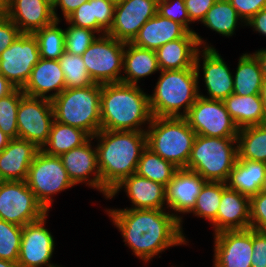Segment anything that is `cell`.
I'll return each mask as SVG.
<instances>
[{"label":"cell","instance_id":"6da1fadb","mask_svg":"<svg viewBox=\"0 0 266 267\" xmlns=\"http://www.w3.org/2000/svg\"><path fill=\"white\" fill-rule=\"evenodd\" d=\"M165 209H108L115 226L121 231L124 242L134 255L143 261L176 245H186L181 228L182 217L166 213Z\"/></svg>","mask_w":266,"mask_h":267},{"label":"cell","instance_id":"7a4b0ae2","mask_svg":"<svg viewBox=\"0 0 266 267\" xmlns=\"http://www.w3.org/2000/svg\"><path fill=\"white\" fill-rule=\"evenodd\" d=\"M95 137L99 139L96 150L102 193L108 198L124 178L136 173L147 147L146 132L100 130Z\"/></svg>","mask_w":266,"mask_h":267},{"label":"cell","instance_id":"3957f363","mask_svg":"<svg viewBox=\"0 0 266 267\" xmlns=\"http://www.w3.org/2000/svg\"><path fill=\"white\" fill-rule=\"evenodd\" d=\"M101 130L142 131L145 122L153 118L149 96L139 86L123 82L102 84Z\"/></svg>","mask_w":266,"mask_h":267},{"label":"cell","instance_id":"277c9868","mask_svg":"<svg viewBox=\"0 0 266 267\" xmlns=\"http://www.w3.org/2000/svg\"><path fill=\"white\" fill-rule=\"evenodd\" d=\"M198 50L195 68L161 70L154 93L149 96L153 117H184L199 97L198 78L200 57ZM184 108L183 113L179 112Z\"/></svg>","mask_w":266,"mask_h":267},{"label":"cell","instance_id":"5b68a950","mask_svg":"<svg viewBox=\"0 0 266 267\" xmlns=\"http://www.w3.org/2000/svg\"><path fill=\"white\" fill-rule=\"evenodd\" d=\"M101 84L65 89L52 99L55 121L79 128L90 137L101 130Z\"/></svg>","mask_w":266,"mask_h":267},{"label":"cell","instance_id":"8992f818","mask_svg":"<svg viewBox=\"0 0 266 267\" xmlns=\"http://www.w3.org/2000/svg\"><path fill=\"white\" fill-rule=\"evenodd\" d=\"M196 135L184 117H153L147 147L177 168H186Z\"/></svg>","mask_w":266,"mask_h":267},{"label":"cell","instance_id":"52a82bcc","mask_svg":"<svg viewBox=\"0 0 266 267\" xmlns=\"http://www.w3.org/2000/svg\"><path fill=\"white\" fill-rule=\"evenodd\" d=\"M234 143L236 138L196 135L185 169L196 172L205 181L226 183L238 159Z\"/></svg>","mask_w":266,"mask_h":267},{"label":"cell","instance_id":"ba28073f","mask_svg":"<svg viewBox=\"0 0 266 267\" xmlns=\"http://www.w3.org/2000/svg\"><path fill=\"white\" fill-rule=\"evenodd\" d=\"M25 181L47 211L53 194L74 186L60 157L46 154L41 149L31 163Z\"/></svg>","mask_w":266,"mask_h":267},{"label":"cell","instance_id":"9c48e42d","mask_svg":"<svg viewBox=\"0 0 266 267\" xmlns=\"http://www.w3.org/2000/svg\"><path fill=\"white\" fill-rule=\"evenodd\" d=\"M124 50L125 43L107 33L93 41L81 57L94 83L102 85L121 82Z\"/></svg>","mask_w":266,"mask_h":267},{"label":"cell","instance_id":"30bf717a","mask_svg":"<svg viewBox=\"0 0 266 267\" xmlns=\"http://www.w3.org/2000/svg\"><path fill=\"white\" fill-rule=\"evenodd\" d=\"M48 211L37 200L26 181H0V219L25 226Z\"/></svg>","mask_w":266,"mask_h":267},{"label":"cell","instance_id":"8fae6325","mask_svg":"<svg viewBox=\"0 0 266 267\" xmlns=\"http://www.w3.org/2000/svg\"><path fill=\"white\" fill-rule=\"evenodd\" d=\"M184 118L197 135L237 138L239 132L222 100L199 96Z\"/></svg>","mask_w":266,"mask_h":267},{"label":"cell","instance_id":"7c38bea8","mask_svg":"<svg viewBox=\"0 0 266 267\" xmlns=\"http://www.w3.org/2000/svg\"><path fill=\"white\" fill-rule=\"evenodd\" d=\"M52 101L23 95L18 105V138L34 143L42 149L49 139L54 121Z\"/></svg>","mask_w":266,"mask_h":267},{"label":"cell","instance_id":"4fadbf2b","mask_svg":"<svg viewBox=\"0 0 266 267\" xmlns=\"http://www.w3.org/2000/svg\"><path fill=\"white\" fill-rule=\"evenodd\" d=\"M38 41L34 34L21 33L0 55V73L15 87L22 89L39 62Z\"/></svg>","mask_w":266,"mask_h":267},{"label":"cell","instance_id":"5bb4252c","mask_svg":"<svg viewBox=\"0 0 266 267\" xmlns=\"http://www.w3.org/2000/svg\"><path fill=\"white\" fill-rule=\"evenodd\" d=\"M157 9L158 0H122L115 5L113 24L107 34L124 43L132 42Z\"/></svg>","mask_w":266,"mask_h":267},{"label":"cell","instance_id":"9a60e30c","mask_svg":"<svg viewBox=\"0 0 266 267\" xmlns=\"http://www.w3.org/2000/svg\"><path fill=\"white\" fill-rule=\"evenodd\" d=\"M23 226L17 262L22 267H60L49 263L54 251V239L45 228L46 217Z\"/></svg>","mask_w":266,"mask_h":267},{"label":"cell","instance_id":"2e32d148","mask_svg":"<svg viewBox=\"0 0 266 267\" xmlns=\"http://www.w3.org/2000/svg\"><path fill=\"white\" fill-rule=\"evenodd\" d=\"M214 267H251L253 229L215 233Z\"/></svg>","mask_w":266,"mask_h":267},{"label":"cell","instance_id":"e0dca14e","mask_svg":"<svg viewBox=\"0 0 266 267\" xmlns=\"http://www.w3.org/2000/svg\"><path fill=\"white\" fill-rule=\"evenodd\" d=\"M90 137L84 144L73 148L70 151L60 155V159L66 169L69 178L74 185L86 182L93 188L102 192V182L100 171L98 168L97 150L93 149ZM94 174V177L89 179V175Z\"/></svg>","mask_w":266,"mask_h":267},{"label":"cell","instance_id":"ac0fdd59","mask_svg":"<svg viewBox=\"0 0 266 267\" xmlns=\"http://www.w3.org/2000/svg\"><path fill=\"white\" fill-rule=\"evenodd\" d=\"M5 15L17 25L21 33L29 34L56 20L53 7L45 0H7Z\"/></svg>","mask_w":266,"mask_h":267},{"label":"cell","instance_id":"d6986e66","mask_svg":"<svg viewBox=\"0 0 266 267\" xmlns=\"http://www.w3.org/2000/svg\"><path fill=\"white\" fill-rule=\"evenodd\" d=\"M123 186L134 205L129 209H164L163 206L166 203V187L162 184L134 173L124 178L109 193L108 198H113Z\"/></svg>","mask_w":266,"mask_h":267},{"label":"cell","instance_id":"ffe728a7","mask_svg":"<svg viewBox=\"0 0 266 267\" xmlns=\"http://www.w3.org/2000/svg\"><path fill=\"white\" fill-rule=\"evenodd\" d=\"M202 52L203 79L209 97L200 95V93L199 96L209 100L223 101L233 94V75L215 48L206 45Z\"/></svg>","mask_w":266,"mask_h":267},{"label":"cell","instance_id":"44dd1931","mask_svg":"<svg viewBox=\"0 0 266 267\" xmlns=\"http://www.w3.org/2000/svg\"><path fill=\"white\" fill-rule=\"evenodd\" d=\"M55 91L47 95L48 92ZM65 90V77L58 60L39 59L22 91L25 95L54 99Z\"/></svg>","mask_w":266,"mask_h":267},{"label":"cell","instance_id":"7402d4cb","mask_svg":"<svg viewBox=\"0 0 266 267\" xmlns=\"http://www.w3.org/2000/svg\"><path fill=\"white\" fill-rule=\"evenodd\" d=\"M202 44L206 45L198 33L191 32L164 44L155 51L160 71L195 68V57Z\"/></svg>","mask_w":266,"mask_h":267},{"label":"cell","instance_id":"603a6c76","mask_svg":"<svg viewBox=\"0 0 266 267\" xmlns=\"http://www.w3.org/2000/svg\"><path fill=\"white\" fill-rule=\"evenodd\" d=\"M39 150L34 143L27 140L11 139L0 152V181H25Z\"/></svg>","mask_w":266,"mask_h":267},{"label":"cell","instance_id":"cb8c5ba5","mask_svg":"<svg viewBox=\"0 0 266 267\" xmlns=\"http://www.w3.org/2000/svg\"><path fill=\"white\" fill-rule=\"evenodd\" d=\"M206 181L196 172L178 169L166 187V204L176 213H190Z\"/></svg>","mask_w":266,"mask_h":267},{"label":"cell","instance_id":"d4e9b609","mask_svg":"<svg viewBox=\"0 0 266 267\" xmlns=\"http://www.w3.org/2000/svg\"><path fill=\"white\" fill-rule=\"evenodd\" d=\"M250 198L226 188L216 217V233L224 230L250 229Z\"/></svg>","mask_w":266,"mask_h":267},{"label":"cell","instance_id":"484cf974","mask_svg":"<svg viewBox=\"0 0 266 267\" xmlns=\"http://www.w3.org/2000/svg\"><path fill=\"white\" fill-rule=\"evenodd\" d=\"M187 32L181 24L157 13L145 22L131 43L156 51L164 44L182 38Z\"/></svg>","mask_w":266,"mask_h":267},{"label":"cell","instance_id":"4316f807","mask_svg":"<svg viewBox=\"0 0 266 267\" xmlns=\"http://www.w3.org/2000/svg\"><path fill=\"white\" fill-rule=\"evenodd\" d=\"M265 172V162L237 159L226 185L250 198L261 191Z\"/></svg>","mask_w":266,"mask_h":267},{"label":"cell","instance_id":"83f0119b","mask_svg":"<svg viewBox=\"0 0 266 267\" xmlns=\"http://www.w3.org/2000/svg\"><path fill=\"white\" fill-rule=\"evenodd\" d=\"M125 48L123 70L126 76L122 75L121 82L137 85L142 77L160 70L154 50L138 47L131 42L125 43Z\"/></svg>","mask_w":266,"mask_h":267},{"label":"cell","instance_id":"f1b7e54d","mask_svg":"<svg viewBox=\"0 0 266 267\" xmlns=\"http://www.w3.org/2000/svg\"><path fill=\"white\" fill-rule=\"evenodd\" d=\"M223 103L239 129L264 124L263 101L260 95L240 96L233 93Z\"/></svg>","mask_w":266,"mask_h":267},{"label":"cell","instance_id":"f546056e","mask_svg":"<svg viewBox=\"0 0 266 267\" xmlns=\"http://www.w3.org/2000/svg\"><path fill=\"white\" fill-rule=\"evenodd\" d=\"M233 93L240 96L260 95L264 76L254 54H243L238 62Z\"/></svg>","mask_w":266,"mask_h":267},{"label":"cell","instance_id":"4dcf8cb0","mask_svg":"<svg viewBox=\"0 0 266 267\" xmlns=\"http://www.w3.org/2000/svg\"><path fill=\"white\" fill-rule=\"evenodd\" d=\"M89 138L90 136L85 131L54 120L49 139L41 150L49 155L60 156L73 148L81 146Z\"/></svg>","mask_w":266,"mask_h":267},{"label":"cell","instance_id":"1f68e13d","mask_svg":"<svg viewBox=\"0 0 266 267\" xmlns=\"http://www.w3.org/2000/svg\"><path fill=\"white\" fill-rule=\"evenodd\" d=\"M238 159L266 163V123L239 129Z\"/></svg>","mask_w":266,"mask_h":267},{"label":"cell","instance_id":"d6a6232c","mask_svg":"<svg viewBox=\"0 0 266 267\" xmlns=\"http://www.w3.org/2000/svg\"><path fill=\"white\" fill-rule=\"evenodd\" d=\"M178 169L173 163L146 147L139 159L136 173L167 187Z\"/></svg>","mask_w":266,"mask_h":267},{"label":"cell","instance_id":"836d02e7","mask_svg":"<svg viewBox=\"0 0 266 267\" xmlns=\"http://www.w3.org/2000/svg\"><path fill=\"white\" fill-rule=\"evenodd\" d=\"M240 19L229 0H216L207 11L202 23L207 28L229 37L233 35Z\"/></svg>","mask_w":266,"mask_h":267},{"label":"cell","instance_id":"e575fe53","mask_svg":"<svg viewBox=\"0 0 266 267\" xmlns=\"http://www.w3.org/2000/svg\"><path fill=\"white\" fill-rule=\"evenodd\" d=\"M227 188L224 182L206 181L196 198L194 208L190 211L198 217H204L213 224L216 233V217L222 192Z\"/></svg>","mask_w":266,"mask_h":267},{"label":"cell","instance_id":"d590c367","mask_svg":"<svg viewBox=\"0 0 266 267\" xmlns=\"http://www.w3.org/2000/svg\"><path fill=\"white\" fill-rule=\"evenodd\" d=\"M60 20L44 26L33 34L38 41L40 58L47 60H58L65 51V34L58 27Z\"/></svg>","mask_w":266,"mask_h":267},{"label":"cell","instance_id":"8d00e7d4","mask_svg":"<svg viewBox=\"0 0 266 267\" xmlns=\"http://www.w3.org/2000/svg\"><path fill=\"white\" fill-rule=\"evenodd\" d=\"M65 77V89L84 88L95 84L90 77L81 55L64 51L58 59Z\"/></svg>","mask_w":266,"mask_h":267},{"label":"cell","instance_id":"74e56055","mask_svg":"<svg viewBox=\"0 0 266 267\" xmlns=\"http://www.w3.org/2000/svg\"><path fill=\"white\" fill-rule=\"evenodd\" d=\"M22 89L16 88L12 93L0 98V130L11 139L18 138L17 111Z\"/></svg>","mask_w":266,"mask_h":267},{"label":"cell","instance_id":"f35d334b","mask_svg":"<svg viewBox=\"0 0 266 267\" xmlns=\"http://www.w3.org/2000/svg\"><path fill=\"white\" fill-rule=\"evenodd\" d=\"M23 227L0 219V259L16 262Z\"/></svg>","mask_w":266,"mask_h":267},{"label":"cell","instance_id":"ab89813d","mask_svg":"<svg viewBox=\"0 0 266 267\" xmlns=\"http://www.w3.org/2000/svg\"><path fill=\"white\" fill-rule=\"evenodd\" d=\"M70 26L64 30L65 51L74 55H83L97 38L95 31L78 26Z\"/></svg>","mask_w":266,"mask_h":267},{"label":"cell","instance_id":"60d3db41","mask_svg":"<svg viewBox=\"0 0 266 267\" xmlns=\"http://www.w3.org/2000/svg\"><path fill=\"white\" fill-rule=\"evenodd\" d=\"M157 13L164 18L171 19L181 24L188 32L196 33L189 28L191 22L184 0H158Z\"/></svg>","mask_w":266,"mask_h":267},{"label":"cell","instance_id":"b9f144b4","mask_svg":"<svg viewBox=\"0 0 266 267\" xmlns=\"http://www.w3.org/2000/svg\"><path fill=\"white\" fill-rule=\"evenodd\" d=\"M115 4L107 0H93L94 17H96V33L106 34L114 19Z\"/></svg>","mask_w":266,"mask_h":267},{"label":"cell","instance_id":"7bdbcfd3","mask_svg":"<svg viewBox=\"0 0 266 267\" xmlns=\"http://www.w3.org/2000/svg\"><path fill=\"white\" fill-rule=\"evenodd\" d=\"M250 228L266 231V193L258 192L250 197Z\"/></svg>","mask_w":266,"mask_h":267},{"label":"cell","instance_id":"ee69618b","mask_svg":"<svg viewBox=\"0 0 266 267\" xmlns=\"http://www.w3.org/2000/svg\"><path fill=\"white\" fill-rule=\"evenodd\" d=\"M65 20L73 26L87 28L96 32V17H94L93 0L81 4Z\"/></svg>","mask_w":266,"mask_h":267},{"label":"cell","instance_id":"f6af8a7d","mask_svg":"<svg viewBox=\"0 0 266 267\" xmlns=\"http://www.w3.org/2000/svg\"><path fill=\"white\" fill-rule=\"evenodd\" d=\"M237 11L240 21L248 22L261 9L266 7V0H229Z\"/></svg>","mask_w":266,"mask_h":267},{"label":"cell","instance_id":"bcb514c9","mask_svg":"<svg viewBox=\"0 0 266 267\" xmlns=\"http://www.w3.org/2000/svg\"><path fill=\"white\" fill-rule=\"evenodd\" d=\"M21 34L17 25L6 15L0 16V55Z\"/></svg>","mask_w":266,"mask_h":267},{"label":"cell","instance_id":"7dc6e473","mask_svg":"<svg viewBox=\"0 0 266 267\" xmlns=\"http://www.w3.org/2000/svg\"><path fill=\"white\" fill-rule=\"evenodd\" d=\"M251 267H266V231L253 230Z\"/></svg>","mask_w":266,"mask_h":267},{"label":"cell","instance_id":"c3c4849f","mask_svg":"<svg viewBox=\"0 0 266 267\" xmlns=\"http://www.w3.org/2000/svg\"><path fill=\"white\" fill-rule=\"evenodd\" d=\"M216 0H184L190 22L203 21L207 11Z\"/></svg>","mask_w":266,"mask_h":267},{"label":"cell","instance_id":"681fc988","mask_svg":"<svg viewBox=\"0 0 266 267\" xmlns=\"http://www.w3.org/2000/svg\"><path fill=\"white\" fill-rule=\"evenodd\" d=\"M89 0H59L55 7L53 8L54 17L56 20H59V17L56 13V7H60L63 16L66 19L73 11H75L81 4Z\"/></svg>","mask_w":266,"mask_h":267},{"label":"cell","instance_id":"f907efd6","mask_svg":"<svg viewBox=\"0 0 266 267\" xmlns=\"http://www.w3.org/2000/svg\"><path fill=\"white\" fill-rule=\"evenodd\" d=\"M246 25L253 27L255 31L266 36V7L255 14Z\"/></svg>","mask_w":266,"mask_h":267},{"label":"cell","instance_id":"816d5d0a","mask_svg":"<svg viewBox=\"0 0 266 267\" xmlns=\"http://www.w3.org/2000/svg\"><path fill=\"white\" fill-rule=\"evenodd\" d=\"M16 88L0 73V98L12 93Z\"/></svg>","mask_w":266,"mask_h":267},{"label":"cell","instance_id":"f5cc1de1","mask_svg":"<svg viewBox=\"0 0 266 267\" xmlns=\"http://www.w3.org/2000/svg\"><path fill=\"white\" fill-rule=\"evenodd\" d=\"M253 54L255 55L257 60L259 61L264 79H266V49L258 50Z\"/></svg>","mask_w":266,"mask_h":267},{"label":"cell","instance_id":"db71d44e","mask_svg":"<svg viewBox=\"0 0 266 267\" xmlns=\"http://www.w3.org/2000/svg\"><path fill=\"white\" fill-rule=\"evenodd\" d=\"M260 97L262 98V101H263L264 124H265L266 123V79H264V83L260 91Z\"/></svg>","mask_w":266,"mask_h":267},{"label":"cell","instance_id":"11a10c76","mask_svg":"<svg viewBox=\"0 0 266 267\" xmlns=\"http://www.w3.org/2000/svg\"><path fill=\"white\" fill-rule=\"evenodd\" d=\"M11 138L0 130V152L3 151L9 144Z\"/></svg>","mask_w":266,"mask_h":267},{"label":"cell","instance_id":"9f6ffc18","mask_svg":"<svg viewBox=\"0 0 266 267\" xmlns=\"http://www.w3.org/2000/svg\"><path fill=\"white\" fill-rule=\"evenodd\" d=\"M0 267H22L17 261H7L0 259Z\"/></svg>","mask_w":266,"mask_h":267},{"label":"cell","instance_id":"6f0895ef","mask_svg":"<svg viewBox=\"0 0 266 267\" xmlns=\"http://www.w3.org/2000/svg\"><path fill=\"white\" fill-rule=\"evenodd\" d=\"M7 7V0H0V16L5 15Z\"/></svg>","mask_w":266,"mask_h":267},{"label":"cell","instance_id":"680465c9","mask_svg":"<svg viewBox=\"0 0 266 267\" xmlns=\"http://www.w3.org/2000/svg\"><path fill=\"white\" fill-rule=\"evenodd\" d=\"M51 7H55L59 0H45Z\"/></svg>","mask_w":266,"mask_h":267},{"label":"cell","instance_id":"91938a15","mask_svg":"<svg viewBox=\"0 0 266 267\" xmlns=\"http://www.w3.org/2000/svg\"><path fill=\"white\" fill-rule=\"evenodd\" d=\"M261 191L266 193V172H265V178L263 180V184L261 187Z\"/></svg>","mask_w":266,"mask_h":267},{"label":"cell","instance_id":"94428289","mask_svg":"<svg viewBox=\"0 0 266 267\" xmlns=\"http://www.w3.org/2000/svg\"><path fill=\"white\" fill-rule=\"evenodd\" d=\"M107 1H110L112 3H114L115 5L118 4L119 2H121L122 0H107Z\"/></svg>","mask_w":266,"mask_h":267}]
</instances>
